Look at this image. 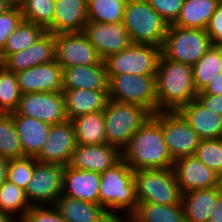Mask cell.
I'll return each instance as SVG.
<instances>
[{
    "label": "cell",
    "instance_id": "5",
    "mask_svg": "<svg viewBox=\"0 0 222 222\" xmlns=\"http://www.w3.org/2000/svg\"><path fill=\"white\" fill-rule=\"evenodd\" d=\"M106 143L122 151L130 138L152 116L142 106L110 100L103 110Z\"/></svg>",
    "mask_w": 222,
    "mask_h": 222
},
{
    "label": "cell",
    "instance_id": "4",
    "mask_svg": "<svg viewBox=\"0 0 222 222\" xmlns=\"http://www.w3.org/2000/svg\"><path fill=\"white\" fill-rule=\"evenodd\" d=\"M123 24L132 43L162 47L169 28L146 0H127Z\"/></svg>",
    "mask_w": 222,
    "mask_h": 222
},
{
    "label": "cell",
    "instance_id": "6",
    "mask_svg": "<svg viewBox=\"0 0 222 222\" xmlns=\"http://www.w3.org/2000/svg\"><path fill=\"white\" fill-rule=\"evenodd\" d=\"M212 46L206 29H186L171 24L161 54L171 61L193 66Z\"/></svg>",
    "mask_w": 222,
    "mask_h": 222
},
{
    "label": "cell",
    "instance_id": "33",
    "mask_svg": "<svg viewBox=\"0 0 222 222\" xmlns=\"http://www.w3.org/2000/svg\"><path fill=\"white\" fill-rule=\"evenodd\" d=\"M31 207L26 196V190L8 180L0 187L1 212L7 213L19 221Z\"/></svg>",
    "mask_w": 222,
    "mask_h": 222
},
{
    "label": "cell",
    "instance_id": "29",
    "mask_svg": "<svg viewBox=\"0 0 222 222\" xmlns=\"http://www.w3.org/2000/svg\"><path fill=\"white\" fill-rule=\"evenodd\" d=\"M70 121L73 124L78 145L106 143L103 111L80 115Z\"/></svg>",
    "mask_w": 222,
    "mask_h": 222
},
{
    "label": "cell",
    "instance_id": "25",
    "mask_svg": "<svg viewBox=\"0 0 222 222\" xmlns=\"http://www.w3.org/2000/svg\"><path fill=\"white\" fill-rule=\"evenodd\" d=\"M18 131L24 157H36L49 137L51 126L26 115H12Z\"/></svg>",
    "mask_w": 222,
    "mask_h": 222
},
{
    "label": "cell",
    "instance_id": "8",
    "mask_svg": "<svg viewBox=\"0 0 222 222\" xmlns=\"http://www.w3.org/2000/svg\"><path fill=\"white\" fill-rule=\"evenodd\" d=\"M161 48L152 44L131 43L126 49L104 59L107 75L156 76Z\"/></svg>",
    "mask_w": 222,
    "mask_h": 222
},
{
    "label": "cell",
    "instance_id": "30",
    "mask_svg": "<svg viewBox=\"0 0 222 222\" xmlns=\"http://www.w3.org/2000/svg\"><path fill=\"white\" fill-rule=\"evenodd\" d=\"M195 87L202 92L211 81L222 73V47L212 46L193 66Z\"/></svg>",
    "mask_w": 222,
    "mask_h": 222
},
{
    "label": "cell",
    "instance_id": "10",
    "mask_svg": "<svg viewBox=\"0 0 222 222\" xmlns=\"http://www.w3.org/2000/svg\"><path fill=\"white\" fill-rule=\"evenodd\" d=\"M152 116L161 125L165 143L174 160L195 154L201 139L179 112L159 111Z\"/></svg>",
    "mask_w": 222,
    "mask_h": 222
},
{
    "label": "cell",
    "instance_id": "22",
    "mask_svg": "<svg viewBox=\"0 0 222 222\" xmlns=\"http://www.w3.org/2000/svg\"><path fill=\"white\" fill-rule=\"evenodd\" d=\"M87 23V0H56L52 24L46 31L53 34L83 32Z\"/></svg>",
    "mask_w": 222,
    "mask_h": 222
},
{
    "label": "cell",
    "instance_id": "26",
    "mask_svg": "<svg viewBox=\"0 0 222 222\" xmlns=\"http://www.w3.org/2000/svg\"><path fill=\"white\" fill-rule=\"evenodd\" d=\"M219 186L185 192L181 204L186 222H209L219 194Z\"/></svg>",
    "mask_w": 222,
    "mask_h": 222
},
{
    "label": "cell",
    "instance_id": "2",
    "mask_svg": "<svg viewBox=\"0 0 222 222\" xmlns=\"http://www.w3.org/2000/svg\"><path fill=\"white\" fill-rule=\"evenodd\" d=\"M157 112L179 111L196 99L192 66L160 56L155 76Z\"/></svg>",
    "mask_w": 222,
    "mask_h": 222
},
{
    "label": "cell",
    "instance_id": "44",
    "mask_svg": "<svg viewBox=\"0 0 222 222\" xmlns=\"http://www.w3.org/2000/svg\"><path fill=\"white\" fill-rule=\"evenodd\" d=\"M196 99L207 110L222 116V95H197Z\"/></svg>",
    "mask_w": 222,
    "mask_h": 222
},
{
    "label": "cell",
    "instance_id": "13",
    "mask_svg": "<svg viewBox=\"0 0 222 222\" xmlns=\"http://www.w3.org/2000/svg\"><path fill=\"white\" fill-rule=\"evenodd\" d=\"M55 60L62 68L99 64L103 59L83 32L54 34Z\"/></svg>",
    "mask_w": 222,
    "mask_h": 222
},
{
    "label": "cell",
    "instance_id": "41",
    "mask_svg": "<svg viewBox=\"0 0 222 222\" xmlns=\"http://www.w3.org/2000/svg\"><path fill=\"white\" fill-rule=\"evenodd\" d=\"M18 222H67L54 206H32Z\"/></svg>",
    "mask_w": 222,
    "mask_h": 222
},
{
    "label": "cell",
    "instance_id": "53",
    "mask_svg": "<svg viewBox=\"0 0 222 222\" xmlns=\"http://www.w3.org/2000/svg\"><path fill=\"white\" fill-rule=\"evenodd\" d=\"M219 4H222V0H216Z\"/></svg>",
    "mask_w": 222,
    "mask_h": 222
},
{
    "label": "cell",
    "instance_id": "46",
    "mask_svg": "<svg viewBox=\"0 0 222 222\" xmlns=\"http://www.w3.org/2000/svg\"><path fill=\"white\" fill-rule=\"evenodd\" d=\"M197 95H222V73L216 75L213 81Z\"/></svg>",
    "mask_w": 222,
    "mask_h": 222
},
{
    "label": "cell",
    "instance_id": "39",
    "mask_svg": "<svg viewBox=\"0 0 222 222\" xmlns=\"http://www.w3.org/2000/svg\"><path fill=\"white\" fill-rule=\"evenodd\" d=\"M36 162L35 157L28 156L10 160L7 180L26 190L32 178Z\"/></svg>",
    "mask_w": 222,
    "mask_h": 222
},
{
    "label": "cell",
    "instance_id": "34",
    "mask_svg": "<svg viewBox=\"0 0 222 222\" xmlns=\"http://www.w3.org/2000/svg\"><path fill=\"white\" fill-rule=\"evenodd\" d=\"M127 0H87V21L121 23Z\"/></svg>",
    "mask_w": 222,
    "mask_h": 222
},
{
    "label": "cell",
    "instance_id": "17",
    "mask_svg": "<svg viewBox=\"0 0 222 222\" xmlns=\"http://www.w3.org/2000/svg\"><path fill=\"white\" fill-rule=\"evenodd\" d=\"M55 60L54 34L46 31L27 49L8 55L0 64L7 70L18 73L34 66Z\"/></svg>",
    "mask_w": 222,
    "mask_h": 222
},
{
    "label": "cell",
    "instance_id": "12",
    "mask_svg": "<svg viewBox=\"0 0 222 222\" xmlns=\"http://www.w3.org/2000/svg\"><path fill=\"white\" fill-rule=\"evenodd\" d=\"M12 115H26L50 125L68 121L62 92L22 93Z\"/></svg>",
    "mask_w": 222,
    "mask_h": 222
},
{
    "label": "cell",
    "instance_id": "18",
    "mask_svg": "<svg viewBox=\"0 0 222 222\" xmlns=\"http://www.w3.org/2000/svg\"><path fill=\"white\" fill-rule=\"evenodd\" d=\"M21 93L62 92V67L54 60L16 73Z\"/></svg>",
    "mask_w": 222,
    "mask_h": 222
},
{
    "label": "cell",
    "instance_id": "47",
    "mask_svg": "<svg viewBox=\"0 0 222 222\" xmlns=\"http://www.w3.org/2000/svg\"><path fill=\"white\" fill-rule=\"evenodd\" d=\"M209 222H222V192L219 194Z\"/></svg>",
    "mask_w": 222,
    "mask_h": 222
},
{
    "label": "cell",
    "instance_id": "36",
    "mask_svg": "<svg viewBox=\"0 0 222 222\" xmlns=\"http://www.w3.org/2000/svg\"><path fill=\"white\" fill-rule=\"evenodd\" d=\"M16 73L0 64V113H12L21 98Z\"/></svg>",
    "mask_w": 222,
    "mask_h": 222
},
{
    "label": "cell",
    "instance_id": "45",
    "mask_svg": "<svg viewBox=\"0 0 222 222\" xmlns=\"http://www.w3.org/2000/svg\"><path fill=\"white\" fill-rule=\"evenodd\" d=\"M120 214V215H119ZM124 216V217H123ZM103 222H138L134 212H107Z\"/></svg>",
    "mask_w": 222,
    "mask_h": 222
},
{
    "label": "cell",
    "instance_id": "38",
    "mask_svg": "<svg viewBox=\"0 0 222 222\" xmlns=\"http://www.w3.org/2000/svg\"><path fill=\"white\" fill-rule=\"evenodd\" d=\"M194 155L218 175L222 173V138L200 140Z\"/></svg>",
    "mask_w": 222,
    "mask_h": 222
},
{
    "label": "cell",
    "instance_id": "19",
    "mask_svg": "<svg viewBox=\"0 0 222 222\" xmlns=\"http://www.w3.org/2000/svg\"><path fill=\"white\" fill-rule=\"evenodd\" d=\"M121 159V151L107 143L77 145L68 165L78 170L102 173Z\"/></svg>",
    "mask_w": 222,
    "mask_h": 222
},
{
    "label": "cell",
    "instance_id": "16",
    "mask_svg": "<svg viewBox=\"0 0 222 222\" xmlns=\"http://www.w3.org/2000/svg\"><path fill=\"white\" fill-rule=\"evenodd\" d=\"M77 145L75 130L70 120L52 125L49 137L35 159L41 163H58L66 166Z\"/></svg>",
    "mask_w": 222,
    "mask_h": 222
},
{
    "label": "cell",
    "instance_id": "28",
    "mask_svg": "<svg viewBox=\"0 0 222 222\" xmlns=\"http://www.w3.org/2000/svg\"><path fill=\"white\" fill-rule=\"evenodd\" d=\"M218 5L216 0H184L180 14L172 25L186 29H206Z\"/></svg>",
    "mask_w": 222,
    "mask_h": 222
},
{
    "label": "cell",
    "instance_id": "42",
    "mask_svg": "<svg viewBox=\"0 0 222 222\" xmlns=\"http://www.w3.org/2000/svg\"><path fill=\"white\" fill-rule=\"evenodd\" d=\"M169 25L178 18L184 0H146Z\"/></svg>",
    "mask_w": 222,
    "mask_h": 222
},
{
    "label": "cell",
    "instance_id": "7",
    "mask_svg": "<svg viewBox=\"0 0 222 222\" xmlns=\"http://www.w3.org/2000/svg\"><path fill=\"white\" fill-rule=\"evenodd\" d=\"M138 203L181 204L182 193L172 168L134 171Z\"/></svg>",
    "mask_w": 222,
    "mask_h": 222
},
{
    "label": "cell",
    "instance_id": "50",
    "mask_svg": "<svg viewBox=\"0 0 222 222\" xmlns=\"http://www.w3.org/2000/svg\"><path fill=\"white\" fill-rule=\"evenodd\" d=\"M10 6L11 4L8 2V0H0V14L3 13Z\"/></svg>",
    "mask_w": 222,
    "mask_h": 222
},
{
    "label": "cell",
    "instance_id": "1",
    "mask_svg": "<svg viewBox=\"0 0 222 222\" xmlns=\"http://www.w3.org/2000/svg\"><path fill=\"white\" fill-rule=\"evenodd\" d=\"M121 155L133 171L168 169L172 168L174 162L165 143L161 125L153 116L130 138Z\"/></svg>",
    "mask_w": 222,
    "mask_h": 222
},
{
    "label": "cell",
    "instance_id": "40",
    "mask_svg": "<svg viewBox=\"0 0 222 222\" xmlns=\"http://www.w3.org/2000/svg\"><path fill=\"white\" fill-rule=\"evenodd\" d=\"M23 20L20 5H11L0 14V52L6 45L11 33Z\"/></svg>",
    "mask_w": 222,
    "mask_h": 222
},
{
    "label": "cell",
    "instance_id": "23",
    "mask_svg": "<svg viewBox=\"0 0 222 222\" xmlns=\"http://www.w3.org/2000/svg\"><path fill=\"white\" fill-rule=\"evenodd\" d=\"M202 139L222 138V116L207 110L197 99L178 111Z\"/></svg>",
    "mask_w": 222,
    "mask_h": 222
},
{
    "label": "cell",
    "instance_id": "20",
    "mask_svg": "<svg viewBox=\"0 0 222 222\" xmlns=\"http://www.w3.org/2000/svg\"><path fill=\"white\" fill-rule=\"evenodd\" d=\"M101 175L98 172L64 166L62 195L99 204Z\"/></svg>",
    "mask_w": 222,
    "mask_h": 222
},
{
    "label": "cell",
    "instance_id": "51",
    "mask_svg": "<svg viewBox=\"0 0 222 222\" xmlns=\"http://www.w3.org/2000/svg\"><path fill=\"white\" fill-rule=\"evenodd\" d=\"M24 0H8L11 5H20Z\"/></svg>",
    "mask_w": 222,
    "mask_h": 222
},
{
    "label": "cell",
    "instance_id": "27",
    "mask_svg": "<svg viewBox=\"0 0 222 222\" xmlns=\"http://www.w3.org/2000/svg\"><path fill=\"white\" fill-rule=\"evenodd\" d=\"M54 207L67 222H103L107 211L100 205L60 195Z\"/></svg>",
    "mask_w": 222,
    "mask_h": 222
},
{
    "label": "cell",
    "instance_id": "21",
    "mask_svg": "<svg viewBox=\"0 0 222 222\" xmlns=\"http://www.w3.org/2000/svg\"><path fill=\"white\" fill-rule=\"evenodd\" d=\"M62 74L63 90L108 91L107 68L104 60L94 65L62 68Z\"/></svg>",
    "mask_w": 222,
    "mask_h": 222
},
{
    "label": "cell",
    "instance_id": "31",
    "mask_svg": "<svg viewBox=\"0 0 222 222\" xmlns=\"http://www.w3.org/2000/svg\"><path fill=\"white\" fill-rule=\"evenodd\" d=\"M46 30L37 24L22 20L7 39L6 45L0 52V63L10 54L27 49L41 37Z\"/></svg>",
    "mask_w": 222,
    "mask_h": 222
},
{
    "label": "cell",
    "instance_id": "37",
    "mask_svg": "<svg viewBox=\"0 0 222 222\" xmlns=\"http://www.w3.org/2000/svg\"><path fill=\"white\" fill-rule=\"evenodd\" d=\"M55 5V0H24L20 4L23 20L46 30L53 22Z\"/></svg>",
    "mask_w": 222,
    "mask_h": 222
},
{
    "label": "cell",
    "instance_id": "43",
    "mask_svg": "<svg viewBox=\"0 0 222 222\" xmlns=\"http://www.w3.org/2000/svg\"><path fill=\"white\" fill-rule=\"evenodd\" d=\"M206 32L211 38L213 46L222 47V4H219L212 15Z\"/></svg>",
    "mask_w": 222,
    "mask_h": 222
},
{
    "label": "cell",
    "instance_id": "32",
    "mask_svg": "<svg viewBox=\"0 0 222 222\" xmlns=\"http://www.w3.org/2000/svg\"><path fill=\"white\" fill-rule=\"evenodd\" d=\"M134 213L138 222H186L182 204L138 203Z\"/></svg>",
    "mask_w": 222,
    "mask_h": 222
},
{
    "label": "cell",
    "instance_id": "11",
    "mask_svg": "<svg viewBox=\"0 0 222 222\" xmlns=\"http://www.w3.org/2000/svg\"><path fill=\"white\" fill-rule=\"evenodd\" d=\"M64 165L36 162L26 189L31 206H54L62 194Z\"/></svg>",
    "mask_w": 222,
    "mask_h": 222
},
{
    "label": "cell",
    "instance_id": "48",
    "mask_svg": "<svg viewBox=\"0 0 222 222\" xmlns=\"http://www.w3.org/2000/svg\"><path fill=\"white\" fill-rule=\"evenodd\" d=\"M10 160L0 157V187L8 178Z\"/></svg>",
    "mask_w": 222,
    "mask_h": 222
},
{
    "label": "cell",
    "instance_id": "24",
    "mask_svg": "<svg viewBox=\"0 0 222 222\" xmlns=\"http://www.w3.org/2000/svg\"><path fill=\"white\" fill-rule=\"evenodd\" d=\"M68 120L77 116L103 111L109 101L108 91L83 89L62 90Z\"/></svg>",
    "mask_w": 222,
    "mask_h": 222
},
{
    "label": "cell",
    "instance_id": "15",
    "mask_svg": "<svg viewBox=\"0 0 222 222\" xmlns=\"http://www.w3.org/2000/svg\"><path fill=\"white\" fill-rule=\"evenodd\" d=\"M83 33L103 60L110 54L126 49L132 43L123 22L100 23L87 21Z\"/></svg>",
    "mask_w": 222,
    "mask_h": 222
},
{
    "label": "cell",
    "instance_id": "35",
    "mask_svg": "<svg viewBox=\"0 0 222 222\" xmlns=\"http://www.w3.org/2000/svg\"><path fill=\"white\" fill-rule=\"evenodd\" d=\"M0 157L8 160L24 157L12 113H0Z\"/></svg>",
    "mask_w": 222,
    "mask_h": 222
},
{
    "label": "cell",
    "instance_id": "3",
    "mask_svg": "<svg viewBox=\"0 0 222 222\" xmlns=\"http://www.w3.org/2000/svg\"><path fill=\"white\" fill-rule=\"evenodd\" d=\"M100 175L99 204L107 212H134L138 201L131 167L121 159Z\"/></svg>",
    "mask_w": 222,
    "mask_h": 222
},
{
    "label": "cell",
    "instance_id": "52",
    "mask_svg": "<svg viewBox=\"0 0 222 222\" xmlns=\"http://www.w3.org/2000/svg\"><path fill=\"white\" fill-rule=\"evenodd\" d=\"M219 189L222 192V173L219 175Z\"/></svg>",
    "mask_w": 222,
    "mask_h": 222
},
{
    "label": "cell",
    "instance_id": "14",
    "mask_svg": "<svg viewBox=\"0 0 222 222\" xmlns=\"http://www.w3.org/2000/svg\"><path fill=\"white\" fill-rule=\"evenodd\" d=\"M172 169L182 194L219 186V175L195 155L175 159Z\"/></svg>",
    "mask_w": 222,
    "mask_h": 222
},
{
    "label": "cell",
    "instance_id": "49",
    "mask_svg": "<svg viewBox=\"0 0 222 222\" xmlns=\"http://www.w3.org/2000/svg\"><path fill=\"white\" fill-rule=\"evenodd\" d=\"M0 222H18V221L15 220V218L10 216L9 214L0 211Z\"/></svg>",
    "mask_w": 222,
    "mask_h": 222
},
{
    "label": "cell",
    "instance_id": "9",
    "mask_svg": "<svg viewBox=\"0 0 222 222\" xmlns=\"http://www.w3.org/2000/svg\"><path fill=\"white\" fill-rule=\"evenodd\" d=\"M110 100L137 104L152 115L157 112L155 76L107 75Z\"/></svg>",
    "mask_w": 222,
    "mask_h": 222
}]
</instances>
